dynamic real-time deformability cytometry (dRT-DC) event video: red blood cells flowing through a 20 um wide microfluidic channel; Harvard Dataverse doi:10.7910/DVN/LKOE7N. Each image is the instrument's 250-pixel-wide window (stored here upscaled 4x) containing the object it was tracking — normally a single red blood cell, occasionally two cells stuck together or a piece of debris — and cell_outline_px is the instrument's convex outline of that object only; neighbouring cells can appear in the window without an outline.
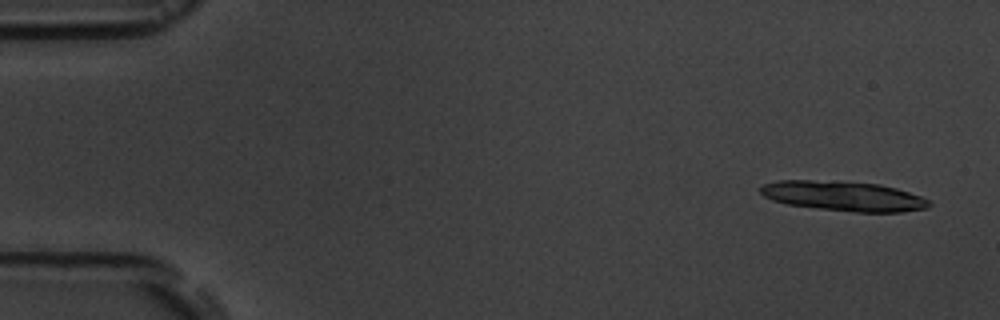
{"species": "common noctule bat (a hibernating species)", "species_latin": "Nyctalus noctula", "temperature_condition": "room temperature", "stored_images_in_passage": 5, "camera_frame_rate_fps": 3000, "um_per_image_px": 0.085, "animal": {"sex": "male", "body_mass_g": 19.5, "forearm_length_mm": 54.6}, "frame": {"image": 1, "passage_image": 1, "time_ms": 0.0, "image_size_px": [1000, 320], "cell_outline_px": [[932, 204], [928, 208], [900, 212], [856, 212], [820, 208], [788, 204], [772, 200], [764, 196], [760, 192], [760, 188], [764, 184], [776, 180], [812, 180], [880, 184], [896, 188], [920, 196], [928, 200]], "centroid_in_image_um": [71.7, 16.66], "position_along_channel_um": 13.3, "area_um2": 29.02}}